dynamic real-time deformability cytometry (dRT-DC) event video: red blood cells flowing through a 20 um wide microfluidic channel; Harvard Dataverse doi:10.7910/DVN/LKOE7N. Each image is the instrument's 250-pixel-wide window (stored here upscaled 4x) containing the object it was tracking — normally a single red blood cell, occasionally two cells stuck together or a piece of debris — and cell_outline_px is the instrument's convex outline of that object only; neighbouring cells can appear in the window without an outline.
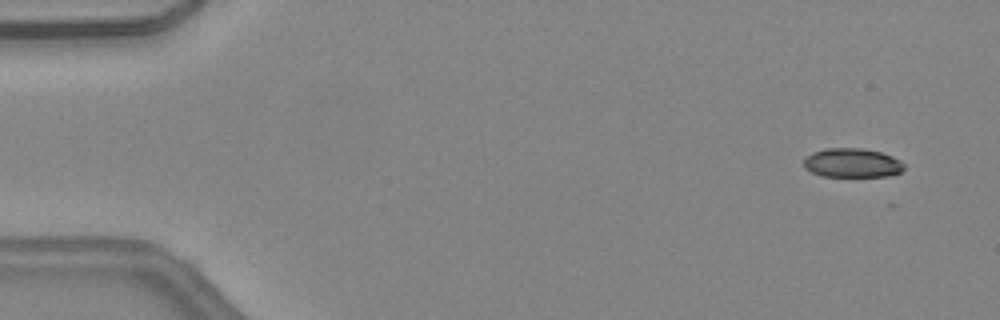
{"species": "common noctule bat (a hibernating species)", "species_latin": "Nyctalus noctula", "temperature_condition": "warm", "stored_images_in_passage": 15, "camera_frame_rate_fps": 3000, "um_per_image_px": 0.085, "animal": {"sex": "female", "body_mass_g": 24.6, "forearm_length_mm": 56.2}, "frame": {"image": 1, "passage_image": 3, "time_ms": 0.667, "image_size_px": [1000, 320], "cell_outline_px": [[904, 168], [900, 172], [888, 176], [824, 176], [812, 172], [804, 168], [804, 156], [812, 152], [824, 148], [860, 148], [880, 152], [892, 156], [900, 160], [904, 164]], "centroid_in_image_um": [72.41, 13.84], "position_along_channel_um": 12.6, "area_um2": 17.05}}